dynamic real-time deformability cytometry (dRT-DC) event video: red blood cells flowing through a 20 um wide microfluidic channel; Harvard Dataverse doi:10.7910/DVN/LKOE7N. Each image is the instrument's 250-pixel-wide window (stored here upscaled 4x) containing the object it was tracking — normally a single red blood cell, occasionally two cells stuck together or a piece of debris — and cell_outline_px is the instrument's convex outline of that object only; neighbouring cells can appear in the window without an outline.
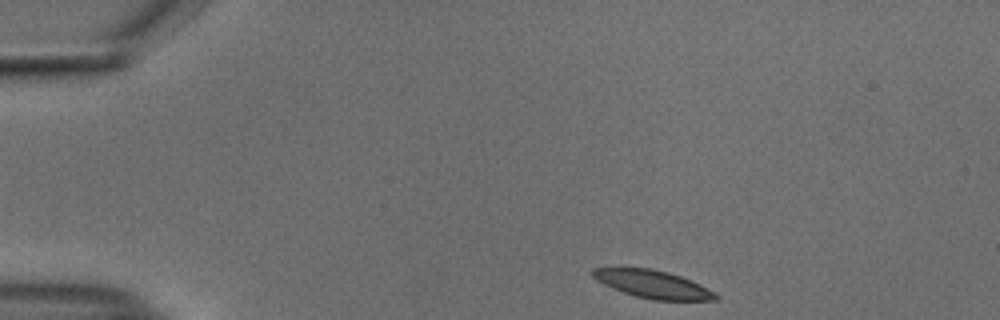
{"species": "common noctule bat (a hibernating species)", "species_latin": "Nyctalus noctula", "temperature_condition": "cold", "stored_images_in_passage": 46, "camera_frame_rate_fps": 3000, "um_per_image_px": 0.085, "animal": {"sex": "male", "body_mass_g": 18.8}, "frame": {"image": 1, "passage_image": 1, "time_ms": 0.0, "image_size_px": [1000, 320], "cell_outline_px": [[720, 300], [652, 300], [636, 296], [624, 292], [604, 284], [596, 280], [592, 276], [592, 268], [652, 268], [668, 272], [680, 276], [700, 284], [716, 292], [720, 296]], "centroid_in_image_um": [55.54, 24.16], "position_along_channel_um": 29.5, "area_um2": 19.88}}
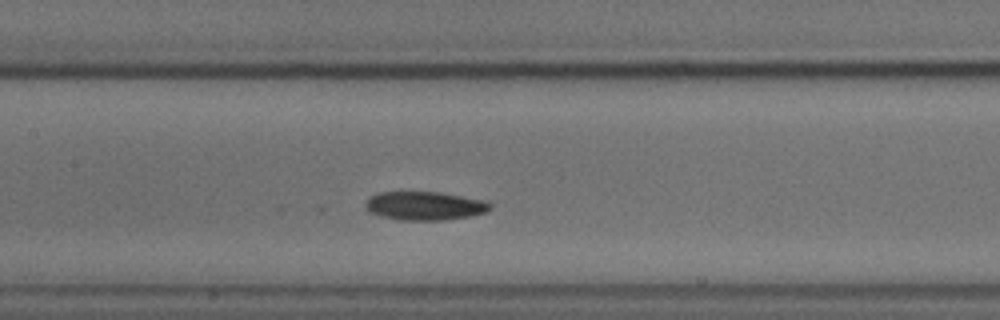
{"frame": {"image": 2, "passage_image": 18, "time_ms": 5.667, "image_size_px": [1000, 320], "cell_outline_px": [[492, 208], [484, 212], [472, 216], [444, 220], [400, 220], [380, 216], [368, 212], [364, 208], [364, 200], [376, 192], [440, 192], [488, 200], [492, 204]], "centroid_in_image_um": [36.08, 17.49], "position_along_channel_um": 171.3, "area_um2": 21.27}}
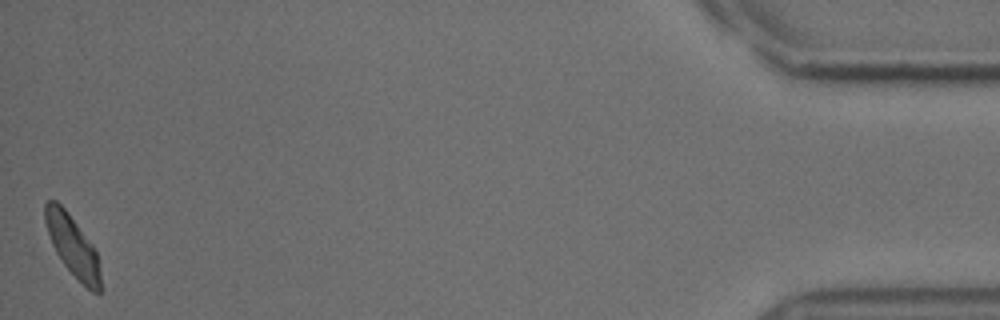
{"frame": {"image": 3, "passage_image": 46, "time_ms": 15.0, "image_size_px": [1000, 320], "cell_outline_px": [[100, 292], [92, 292], [64, 264], [56, 252], [52, 244], [44, 220], [44, 204], [48, 200], [56, 200], [68, 212], [92, 244], [96, 252], [100, 272]], "centroid_in_image_um": [6.15, 20.84], "position_along_channel_um": 429.1, "area_um2": 19.07}, "authors_computed_cell_mechanics": {"area_um2": 20.8369, "velocity_mm_per_s": 3.6859, "shape_relaxation_time_tau1_ms": 3.2786, "shape_relaxation_time_tau2_ms": 3.3057, "deformation_change_tau1": 0.1227, "deformation_change_tau2": 0.0936}}